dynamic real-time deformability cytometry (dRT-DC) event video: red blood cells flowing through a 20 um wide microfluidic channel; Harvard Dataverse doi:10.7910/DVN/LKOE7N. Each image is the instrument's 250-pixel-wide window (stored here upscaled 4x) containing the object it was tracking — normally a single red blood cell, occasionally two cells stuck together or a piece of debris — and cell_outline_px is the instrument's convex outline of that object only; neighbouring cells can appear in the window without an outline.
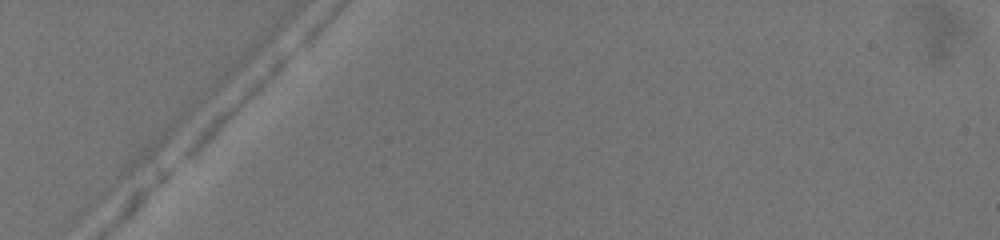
{"species": "common noctule bat (a hibernating species)", "species_latin": "Nyctalus noctula", "temperature_condition": "warm", "stored_images_in_passage": 3, "camera_frame_rate_fps": 3000, "um_per_image_px": 0.085, "animal": {"sex": "female", "body_mass_g": 19.5, "forearm_length_mm": 54.1}, "frame": {"image": 1, "passage_image": 1, "time_ms": 0.0, "image_size_px": [1000, 240], "cell_outline_px": [[296, 48], [292, 56], [232, 116], [188, 156], [184, 156], [184, 152], [196, 132], [212, 116], [256, 76], [284, 52], [292, 48]], "centroid_in_image_um": [20.11, 8.71], "position_along_channel_um": 64.9, "area_um2": 12.14}}